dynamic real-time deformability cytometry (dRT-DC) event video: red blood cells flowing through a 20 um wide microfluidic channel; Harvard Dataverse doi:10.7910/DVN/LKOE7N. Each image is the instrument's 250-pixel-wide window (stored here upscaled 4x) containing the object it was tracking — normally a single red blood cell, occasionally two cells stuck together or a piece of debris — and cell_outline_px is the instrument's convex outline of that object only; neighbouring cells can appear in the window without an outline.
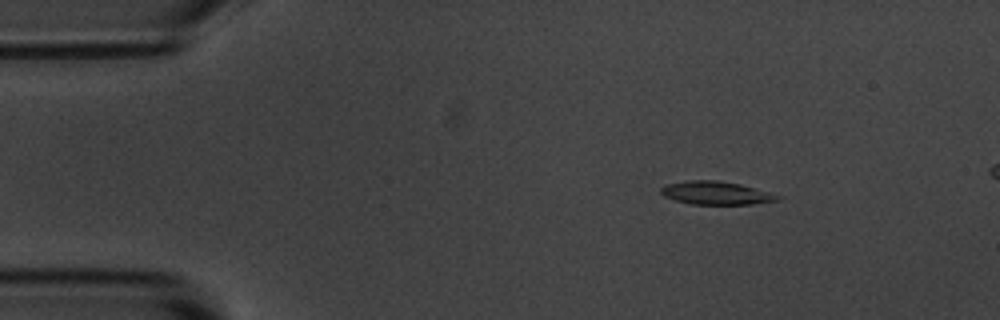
{"species": "common noctule bat (a hibernating species)", "species_latin": "Nyctalus noctula", "temperature_condition": "room temperature", "stored_images_in_passage": 5, "segment_of_instrument_passage": [1, 2], "camera_frame_rate_fps": 3000, "um_per_image_px": 0.085, "animal": {"sex": "male", "body_mass_g": 20.1, "forearm_length_mm": 53.5}, "frame": {"image": 1, "passage_image": 2, "time_ms": 2.0, "image_size_px": [1000, 320], "cell_outline_px": [[784, 196], [780, 200], [752, 204], [692, 204], [676, 200], [664, 196], [660, 192], [660, 188], [664, 184], [688, 180], [716, 180], [740, 184]], "centroid_in_image_um": [60.87, 16.4], "position_along_channel_um": 24.1, "area_um2": 15.84}}